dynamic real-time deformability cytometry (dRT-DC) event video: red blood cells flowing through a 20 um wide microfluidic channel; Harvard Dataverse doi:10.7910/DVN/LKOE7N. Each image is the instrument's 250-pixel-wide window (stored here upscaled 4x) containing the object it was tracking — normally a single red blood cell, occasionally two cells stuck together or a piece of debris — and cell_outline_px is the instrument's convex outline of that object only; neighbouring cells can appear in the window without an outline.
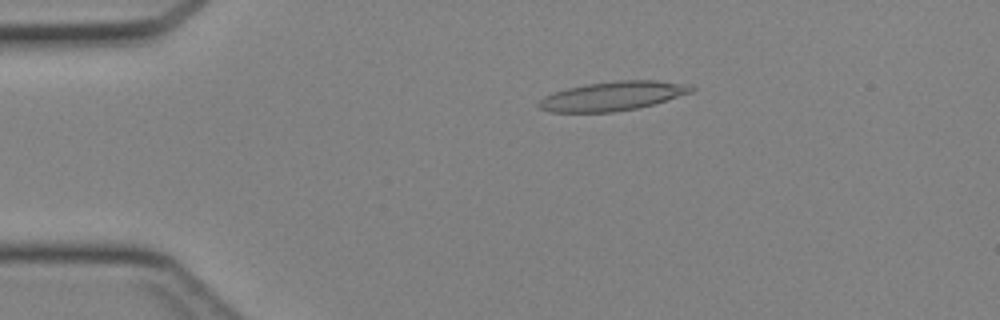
{"species": "Egyptian fruit bat (a non-hibernating species)", "species_latin": "Rousettus aegyptiacus", "temperature_condition": "cold", "stored_images_in_passage": 40, "camera_frame_rate_fps": 3000, "um_per_image_px": 0.085, "animal": {"sex": "female"}, "frame": {"image": 1, "passage_image": 5, "time_ms": 1.333, "image_size_px": [1000, 320], "cell_outline_px": [[696, 88], [692, 92], [652, 104], [636, 108], [612, 112], [548, 112], [540, 108], [536, 104], [544, 96], [568, 88], [588, 84], [620, 80], [656, 80], [680, 84]], "centroid_in_image_um": [52.02, 8.17], "position_along_channel_um": 33.0, "area_um2": 25.37}}
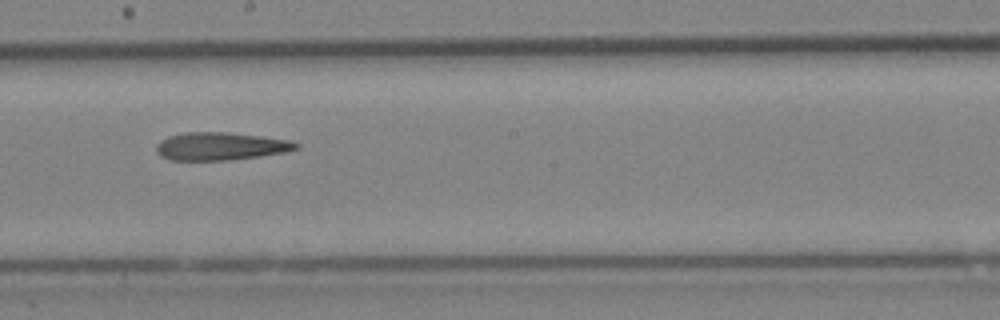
{"frame": {"image": 2, "passage_image": 21, "time_ms": 6.667, "image_size_px": [1000, 320], "cell_outline_px": [[300, 148], [284, 152], [260, 156], [228, 160], [168, 160], [160, 156], [156, 152], [156, 144], [160, 140], [168, 136], [184, 132], [228, 132], [260, 136], [288, 140], [300, 144]], "centroid_in_image_um": [18.7, 12.43], "position_along_channel_um": 229.5, "area_um2": 22.77}}
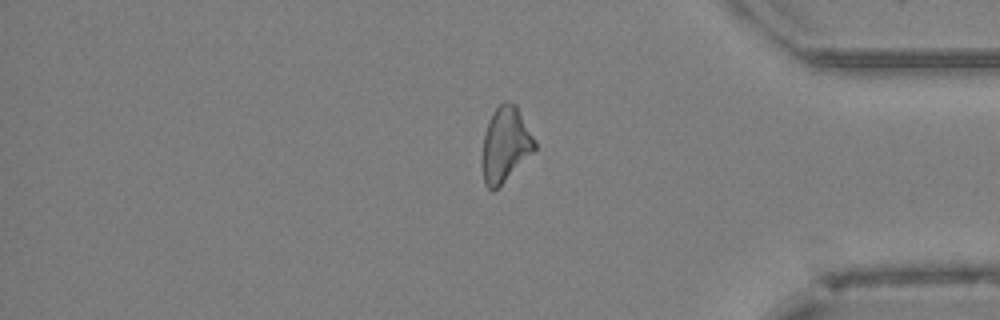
{"frame": {"image": 3, "passage_image": 33, "time_ms": 10.667, "image_size_px": [1000, 320], "cell_outline_px": [[536, 148], [492, 192], [484, 184], [484, 132], [492, 112], [504, 100], [508, 100], [516, 104], [536, 140]], "centroid_in_image_um": [42.98, 12.2], "position_along_channel_um": 392.2, "area_um2": 22.25}}